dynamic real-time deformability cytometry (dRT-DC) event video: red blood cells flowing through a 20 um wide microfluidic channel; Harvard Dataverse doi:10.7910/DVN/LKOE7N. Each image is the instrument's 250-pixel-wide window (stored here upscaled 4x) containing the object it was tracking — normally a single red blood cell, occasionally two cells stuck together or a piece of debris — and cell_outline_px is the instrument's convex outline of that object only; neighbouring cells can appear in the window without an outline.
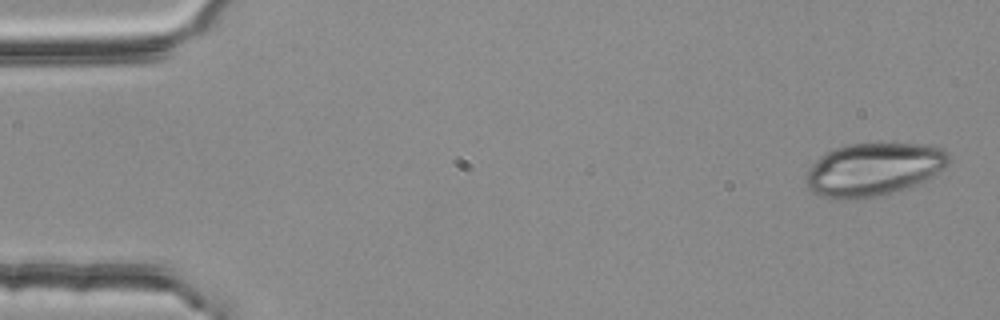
{"species": "common noctule bat (a hibernating species)", "species_latin": "Nyctalus noctula", "temperature_condition": "room temperature", "stored_images_in_passage": 4, "camera_frame_rate_fps": 3000, "um_per_image_px": 0.085, "animal": {"sex": "female", "body_mass_g": 25.1}, "frame": {"image": 1, "passage_image": 1, "time_ms": 0.0, "image_size_px": [1000, 320], "cell_outline_px": [[952, 160], [944, 168], [924, 184], [876, 196], [844, 200], [840, 200], [824, 196], [812, 192], [808, 188], [804, 180], [804, 176], [812, 164], [824, 152], [848, 144], [928, 144], [940, 148], [948, 152]], "centroid_in_image_um": [74.28, 14.4], "position_along_channel_um": 10.7, "area_um2": 44.62}}